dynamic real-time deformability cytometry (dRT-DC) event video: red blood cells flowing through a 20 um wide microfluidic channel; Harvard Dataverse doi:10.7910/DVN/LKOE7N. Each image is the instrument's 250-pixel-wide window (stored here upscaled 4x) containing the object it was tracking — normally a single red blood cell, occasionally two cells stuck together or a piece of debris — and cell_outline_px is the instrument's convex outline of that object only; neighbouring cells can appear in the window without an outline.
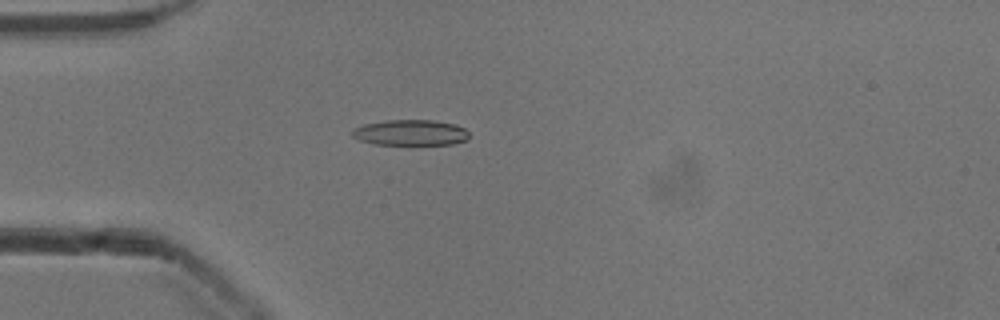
{"species": "common noctule bat (a hibernating species)", "species_latin": "Nyctalus noctula", "temperature_condition": "cold", "stored_images_in_passage": 53, "camera_frame_rate_fps": 3000, "um_per_image_px": 0.085, "animal": {"sex": "male", "body_mass_g": 13.3}, "frame": {"image": 1, "passage_image": 15, "time_ms": 4.667, "image_size_px": [1000, 320], "cell_outline_px": [[468, 140], [452, 144], [376, 144], [360, 140], [352, 136], [352, 128], [364, 124], [388, 120], [436, 120], [452, 124], [464, 128], [468, 132]], "centroid_in_image_um": [34.89, 11.27], "position_along_channel_um": 50.1, "area_um2": 17.4}}
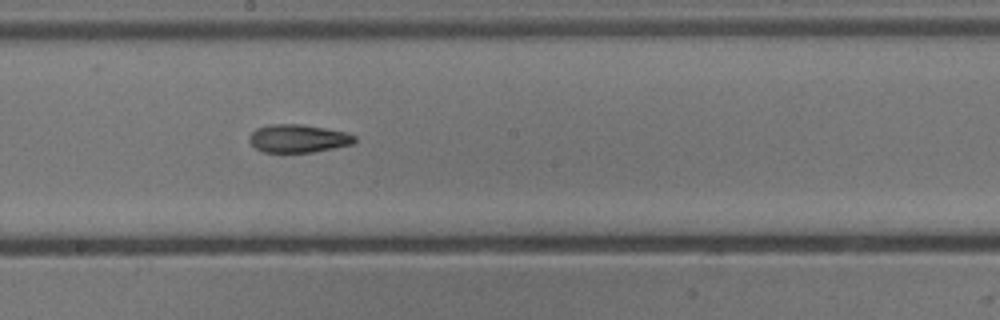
{"frame": {"image": 2, "passage_image": 29, "time_ms": 9.333, "image_size_px": [1000, 320], "cell_outline_px": [[356, 140], [352, 144], [312, 152], [264, 152], [256, 148], [248, 140], [248, 136], [256, 128], [268, 124], [304, 124], [348, 132], [356, 136]], "centroid_in_image_um": [25.34, 11.75], "position_along_channel_um": 222.9, "area_um2": 17.34}}
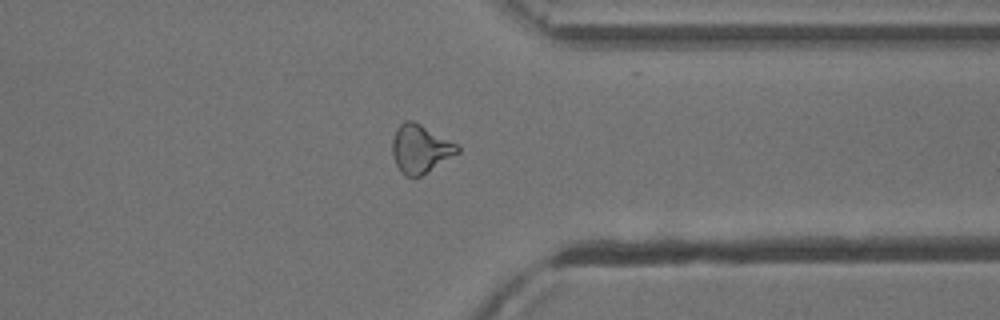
{"frame": {"image": 3, "passage_image": 41, "time_ms": 13.333, "image_size_px": [1000, 320], "cell_outline_px": [[460, 152], [420, 176], [408, 176], [400, 172], [392, 156], [392, 140], [396, 128], [404, 120], [412, 120], [420, 124], [456, 144], [460, 148]], "centroid_in_image_um": [35.69, 12.64], "position_along_channel_um": 375.7, "area_um2": 18.09}, "authors_computed_cell_mechanics": {"area_um2": 17.8024, "velocity_mm_per_s": 3.9356, "shape_relaxation_time_tau1_ms": null, "shape_relaxation_time_tau2_ms": 6.392, "deformation_change_tau1": null, "deformation_change_tau2": 0.1571}}